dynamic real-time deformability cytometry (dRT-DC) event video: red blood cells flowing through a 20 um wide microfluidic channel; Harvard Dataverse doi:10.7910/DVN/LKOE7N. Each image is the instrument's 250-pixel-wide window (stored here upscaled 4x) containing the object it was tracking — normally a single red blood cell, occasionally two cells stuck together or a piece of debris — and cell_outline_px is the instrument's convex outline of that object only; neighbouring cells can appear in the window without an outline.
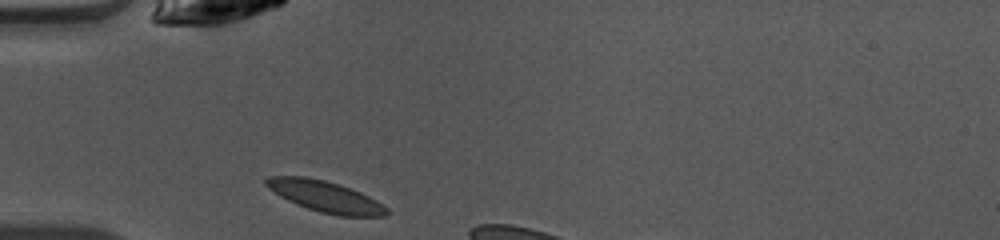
{"species": "common noctule bat (a hibernating species)", "species_latin": "Nyctalus noctula", "temperature_condition": "warm", "stored_images_in_passage": 4, "camera_frame_rate_fps": 3000, "um_per_image_px": 0.085, "animal": {"sex": "female", "body_mass_g": 10.0, "forearm_length_mm": 53.1}, "frame": {"image": 1, "passage_image": 1, "time_ms": 0.0, "image_size_px": [1000, 240], "cell_outline_px": [[388, 212], [384, 216], [340, 216], [320, 212], [308, 208], [288, 200], [280, 196], [268, 188], [264, 184], [264, 180], [268, 176], [304, 176], [324, 180], [340, 184], [360, 192], [376, 200], [388, 208]], "centroid_in_image_um": [27.64, 16.69], "position_along_channel_um": 57.4, "area_um2": 21.73}}